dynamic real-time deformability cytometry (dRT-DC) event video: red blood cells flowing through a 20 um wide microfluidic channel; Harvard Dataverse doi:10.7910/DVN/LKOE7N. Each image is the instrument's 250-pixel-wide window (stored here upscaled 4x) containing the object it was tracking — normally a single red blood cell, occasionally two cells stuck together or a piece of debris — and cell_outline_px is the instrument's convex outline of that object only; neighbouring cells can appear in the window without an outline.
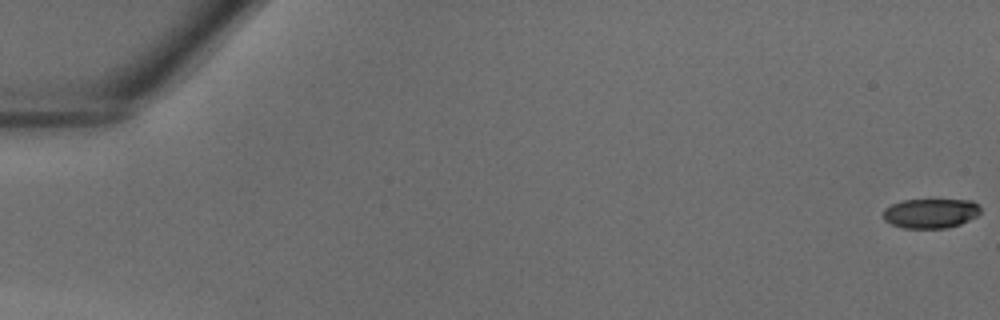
{"species": "common noctule bat (a hibernating species)", "species_latin": "Nyctalus noctula", "temperature_condition": "warm", "stored_images_in_passage": 13, "camera_frame_rate_fps": 3000, "um_per_image_px": 0.085, "animal": {"sex": "male", "body_mass_g": 18.8}, "frame": {"image": 1, "passage_image": 1, "time_ms": 0.0, "image_size_px": [1000, 320], "cell_outline_px": [[980, 212], [976, 216], [960, 224], [944, 228], [904, 228], [892, 224], [884, 220], [884, 208], [892, 204], [904, 200], [972, 200], [980, 208]], "centroid_in_image_um": [79.09, 18.13], "position_along_channel_um": 5.9, "area_um2": 16.59}}
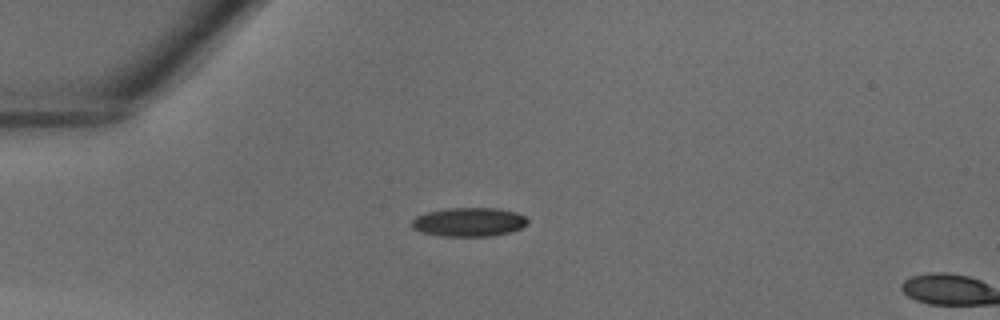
{"frame": {"image": 2, "passage_image": 12, "time_ms": 3.667, "image_size_px": [1000, 320], "cell_outline_px": [[528, 224], [520, 228], [508, 232], [488, 236], [440, 236], [420, 232], [412, 228], [412, 220], [416, 216], [428, 212], [448, 208], [496, 208], [516, 212], [524, 216], [528, 220]], "centroid_in_image_um": [39.84, 18.87], "position_along_channel_um": 45.2, "area_um2": 19.42}}